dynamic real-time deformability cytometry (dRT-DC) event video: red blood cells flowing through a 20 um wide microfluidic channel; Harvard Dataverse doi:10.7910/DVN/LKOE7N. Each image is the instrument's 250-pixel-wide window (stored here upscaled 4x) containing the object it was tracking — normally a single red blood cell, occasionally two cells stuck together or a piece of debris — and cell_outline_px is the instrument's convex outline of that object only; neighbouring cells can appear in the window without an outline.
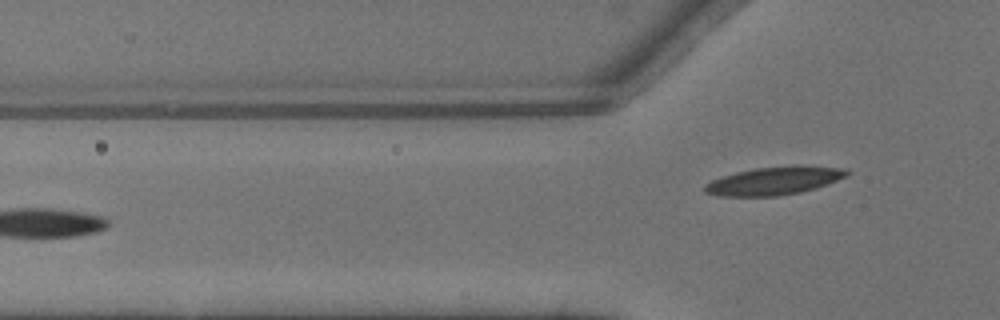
{"species": "common noctule bat (a hibernating species)", "species_latin": "Nyctalus noctula", "temperature_condition": "warm", "stored_images_in_passage": 4, "camera_frame_rate_fps": 3000, "um_per_image_px": 0.085, "animal": {"sex": "male", "body_mass_g": 13.3}, "frame": {"image": 1, "passage_image": 4, "time_ms": 1.0, "image_size_px": [1000, 320], "cell_outline_px": [[852, 172], [848, 176], [816, 188], [800, 192], [776, 196], [716, 196], [704, 192], [704, 184], [712, 180], [736, 172], [756, 168], [796, 164], [804, 164], [848, 168]], "centroid_in_image_um": [65.89, 15.34], "position_along_channel_um": 59.9, "area_um2": 23.76}}